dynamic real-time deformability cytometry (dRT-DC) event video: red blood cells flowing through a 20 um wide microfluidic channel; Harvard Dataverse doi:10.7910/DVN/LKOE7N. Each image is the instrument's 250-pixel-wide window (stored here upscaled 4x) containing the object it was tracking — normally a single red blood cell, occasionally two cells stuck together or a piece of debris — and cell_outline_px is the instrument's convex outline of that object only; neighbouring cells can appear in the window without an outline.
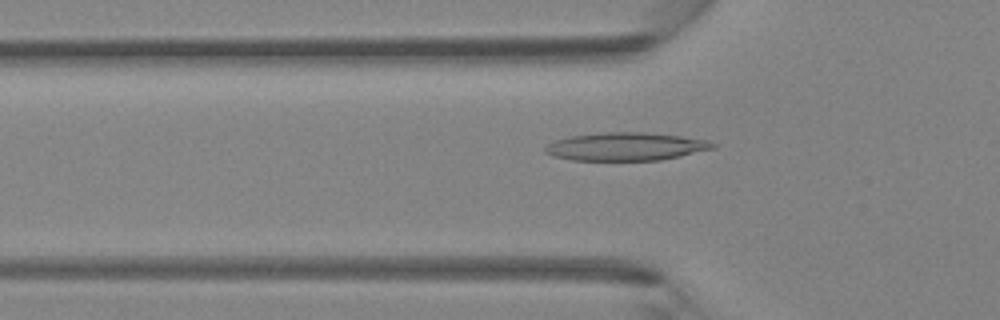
{"species": "Egyptian fruit bat (a non-hibernating species)", "species_latin": "Rousettus aegyptiacus", "temperature_condition": "room temperature", "stored_images_in_passage": 45, "camera_frame_rate_fps": 3000, "um_per_image_px": 0.085, "animal": {"sex": "female"}, "frame": {"image": 1, "passage_image": 15, "time_ms": 4.667, "image_size_px": [1000, 320], "cell_outline_px": [[716, 148], [680, 156], [660, 160], [572, 160], [552, 156], [544, 152], [544, 148], [548, 144], [556, 140], [572, 136], [604, 132], [640, 132], [680, 136], [708, 140], [716, 144]], "centroid_in_image_um": [53.2, 12.46], "position_along_channel_um": 72.6, "area_um2": 27.28}}
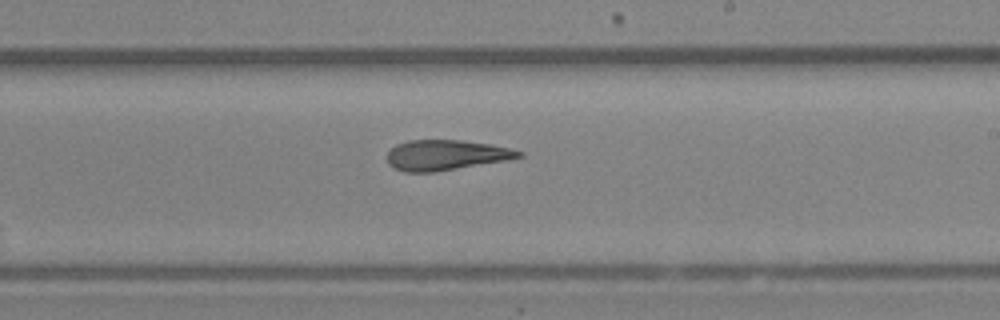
{"frame": {"image": 2, "passage_image": 27, "time_ms": 8.667, "image_size_px": [1000, 320], "cell_outline_px": [[524, 156], [508, 160], [436, 172], [404, 172], [392, 168], [388, 164], [388, 152], [396, 144], [408, 140], [460, 140], [488, 144], [508, 148], [524, 152]], "centroid_in_image_um": [37.88, 13.19], "position_along_channel_um": 251.1, "area_um2": 23.29}}
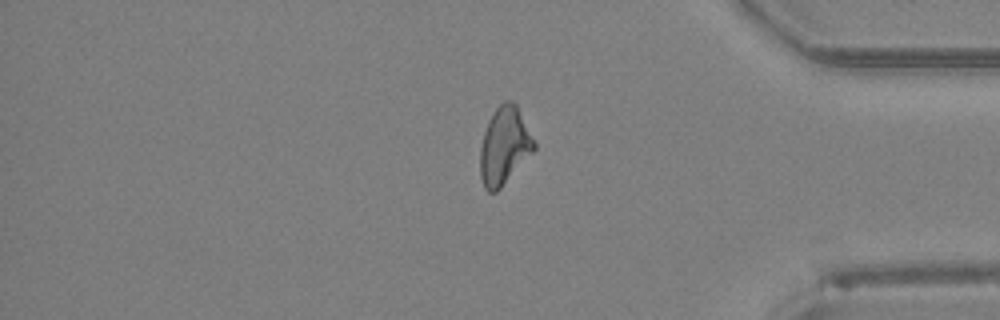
{"frame": {"image": 3, "passage_image": 38, "time_ms": 12.333, "image_size_px": [1000, 320], "cell_outline_px": [[536, 148], [500, 188], [496, 192], [488, 192], [484, 188], [480, 176], [480, 148], [484, 132], [488, 120], [492, 112], [504, 100], [512, 100], [516, 104], [536, 144]], "centroid_in_image_um": [42.85, 12.38], "position_along_channel_um": 392.4, "area_um2": 24.16}}